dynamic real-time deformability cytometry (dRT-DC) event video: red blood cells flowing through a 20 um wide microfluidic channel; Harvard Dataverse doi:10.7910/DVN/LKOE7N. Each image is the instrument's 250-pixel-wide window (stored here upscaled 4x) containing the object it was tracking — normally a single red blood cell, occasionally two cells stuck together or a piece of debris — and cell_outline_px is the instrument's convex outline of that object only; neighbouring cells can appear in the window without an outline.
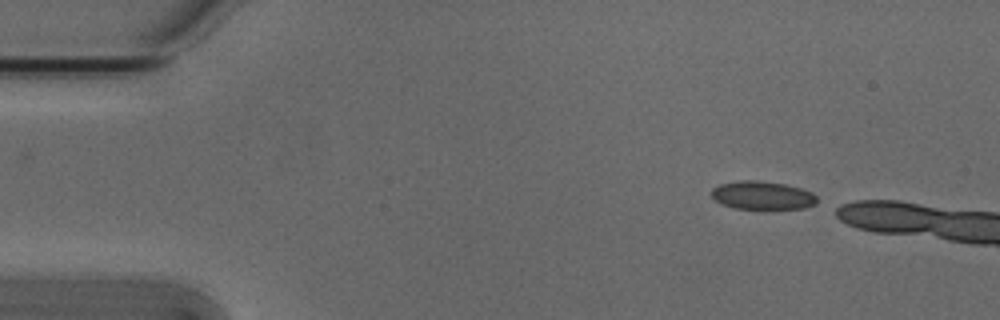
{"species": "Egyptian fruit bat (a non-hibernating species)", "species_latin": "Rousettus aegyptiacus", "temperature_condition": "cold", "stored_images_in_passage": 2, "camera_frame_rate_fps": 3000, "um_per_image_px": 0.085, "animal": {"sex": "male"}, "frame": {"image": 1, "passage_image": 1, "time_ms": 0.0, "image_size_px": [1000, 320], "cell_outline_px": [[816, 204], [804, 208], [736, 208], [724, 204], [716, 200], [712, 196], [712, 188], [720, 184], [740, 180], [760, 180], [784, 184], [800, 188], [812, 192], [816, 196]], "centroid_in_image_um": [64.81, 16.59], "position_along_channel_um": 20.2, "area_um2": 17.11}}